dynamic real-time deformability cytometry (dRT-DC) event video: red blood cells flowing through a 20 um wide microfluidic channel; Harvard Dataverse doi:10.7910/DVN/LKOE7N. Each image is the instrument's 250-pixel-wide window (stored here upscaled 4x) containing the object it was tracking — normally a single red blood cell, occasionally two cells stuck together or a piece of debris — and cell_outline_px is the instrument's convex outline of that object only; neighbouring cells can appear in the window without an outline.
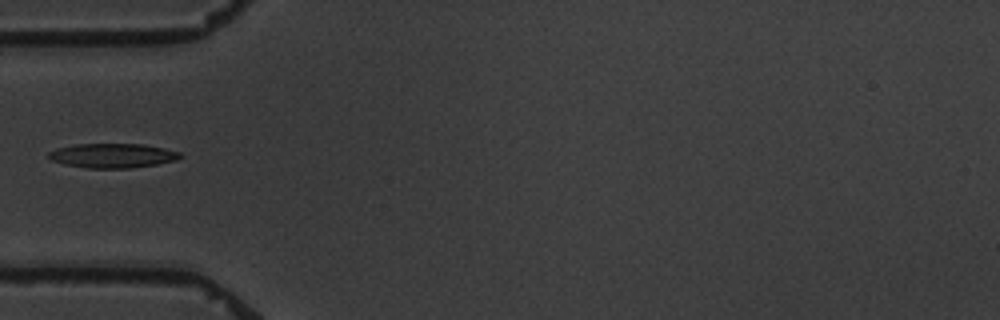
{"species": "common noctule bat (a hibernating species)", "species_latin": "Nyctalus noctula", "temperature_condition": "warm", "stored_images_in_passage": 5, "camera_frame_rate_fps": 3000, "um_per_image_px": 0.085, "animal": {"sex": "male", "body_mass_g": 19.5, "forearm_length_mm": 54.6}, "frame": {"image": 1, "passage_image": 5, "time_ms": 5.667, "image_size_px": [1000, 320], "cell_outline_px": [[184, 156], [176, 160], [156, 164], [128, 168], [88, 168], [68, 164], [52, 160], [48, 156], [48, 152], [56, 148], [76, 144], [140, 144], [164, 148], [180, 152]], "centroid_in_image_um": [9.59, 13.22], "position_along_channel_um": 75.4, "area_um2": 18.5}}